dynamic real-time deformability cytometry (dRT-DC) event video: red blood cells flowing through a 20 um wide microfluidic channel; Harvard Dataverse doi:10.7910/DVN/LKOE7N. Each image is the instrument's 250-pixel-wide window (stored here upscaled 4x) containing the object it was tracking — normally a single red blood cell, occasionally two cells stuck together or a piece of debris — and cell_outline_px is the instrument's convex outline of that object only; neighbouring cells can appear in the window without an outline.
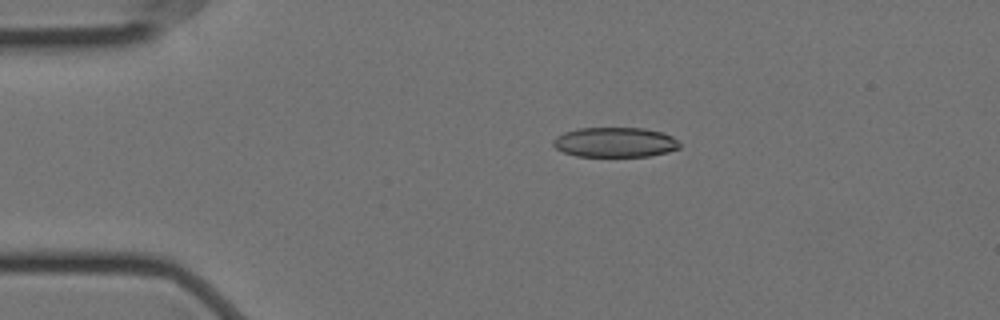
{"species": "Egyptian fruit bat (a non-hibernating species)", "species_latin": "Rousettus aegyptiacus", "temperature_condition": "cold", "stored_images_in_passage": 6, "camera_frame_rate_fps": 3000, "um_per_image_px": 0.085, "animal": {"sex": "female"}, "frame": {"image": 1, "passage_image": 2, "time_ms": 0.333, "image_size_px": [1000, 320], "cell_outline_px": [[680, 148], [668, 152], [648, 156], [576, 156], [564, 152], [556, 148], [552, 144], [552, 140], [556, 136], [564, 132], [580, 128], [644, 128], [660, 132], [672, 136], [680, 144]], "centroid_in_image_um": [52.26, 12.09], "position_along_channel_um": 32.7, "area_um2": 21.96}}
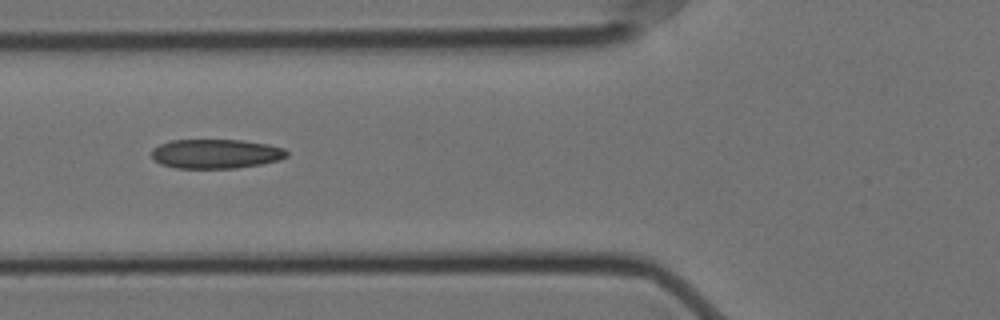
{"frame": {"image": 2, "passage_image": 5, "time_ms": 1.333, "image_size_px": [1000, 320], "cell_outline_px": [[288, 156], [280, 160], [260, 164], [236, 168], [176, 168], [160, 164], [152, 156], [152, 148], [160, 144], [172, 140], [240, 140], [268, 144], [284, 148], [288, 152]], "centroid_in_image_um": [18.36, 13.07], "position_along_channel_um": 107.4, "area_um2": 23.12}}
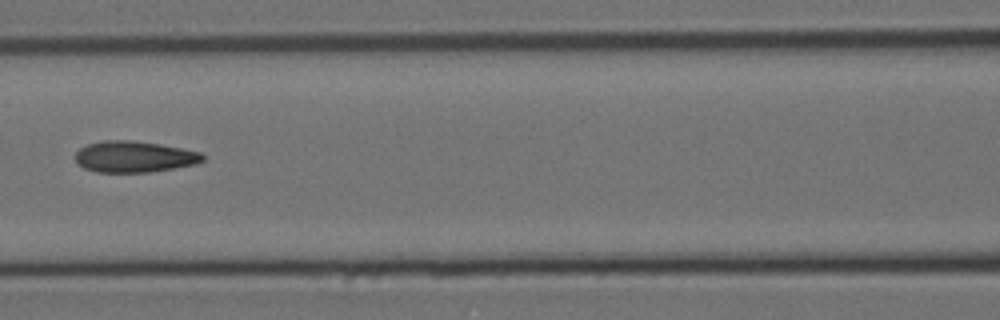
{"frame": {"image": 3, "passage_image": 6, "time_ms": 1.667, "image_size_px": [1000, 320], "cell_outline_px": [[204, 160], [196, 164], [148, 172], [96, 172], [84, 168], [76, 160], [76, 152], [80, 148], [88, 144], [104, 140], [132, 140], [160, 144], [200, 152], [204, 156]], "centroid_in_image_um": [11.4, 13.31], "position_along_channel_um": 155.2, "area_um2": 23.0}}